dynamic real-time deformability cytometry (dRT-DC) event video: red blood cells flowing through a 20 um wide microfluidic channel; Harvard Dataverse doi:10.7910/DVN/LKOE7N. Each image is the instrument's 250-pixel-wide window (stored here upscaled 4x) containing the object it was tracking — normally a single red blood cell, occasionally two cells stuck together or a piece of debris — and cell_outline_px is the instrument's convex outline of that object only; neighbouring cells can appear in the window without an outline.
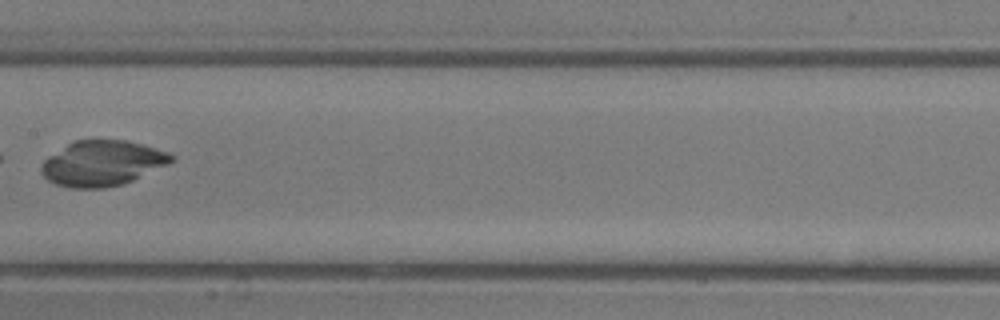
{"species": "common noctule bat (a hibernating species)", "species_latin": "Nyctalus noctula", "temperature_condition": "room temperature", "stored_images_in_passage": 6, "camera_frame_rate_fps": 3000, "um_per_image_px": 0.085, "animal": {"sex": "male", "body_mass_g": 13.3}, "frame": {"image": 1, "passage_image": 6, "time_ms": 1.667, "image_size_px": [1000, 320], "cell_outline_px": [[176, 160], [168, 164], [132, 180], [120, 184], [104, 188], [72, 188], [56, 184], [48, 180], [40, 172], [40, 164], [48, 156], [68, 144], [76, 140], [124, 140], [140, 144], [168, 152], [176, 156]], "centroid_in_image_um": [8.68, 13.88], "position_along_channel_um": 198.7, "area_um2": 34.1}}